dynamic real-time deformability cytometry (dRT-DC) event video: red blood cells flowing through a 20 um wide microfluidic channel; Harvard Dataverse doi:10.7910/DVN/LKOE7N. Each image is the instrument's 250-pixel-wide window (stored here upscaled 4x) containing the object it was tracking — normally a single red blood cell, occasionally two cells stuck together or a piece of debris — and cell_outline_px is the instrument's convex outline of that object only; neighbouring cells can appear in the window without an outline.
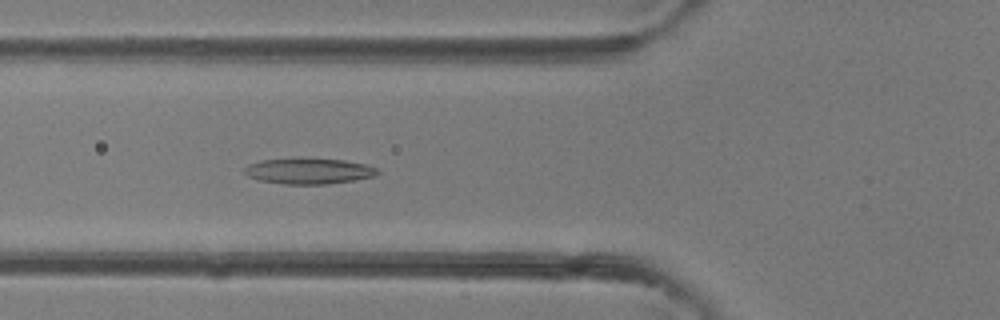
{"species": "common noctule bat (a hibernating species)", "species_latin": "Nyctalus noctula", "temperature_condition": "room temperature", "stored_images_in_passage": 41, "segment_of_instrument_passage": [1, 2], "camera_frame_rate_fps": 3000, "um_per_image_px": 0.085, "animal": {"sex": "female"}, "frame": {"image": 1, "passage_image": 15, "time_ms": 4.667, "image_size_px": [1000, 320], "cell_outline_px": [[380, 172], [376, 176], [328, 184], [284, 184], [260, 180], [248, 176], [244, 172], [244, 168], [248, 164], [260, 160], [300, 156], [344, 160], [364, 164], [380, 168]], "centroid_in_image_um": [26.24, 14.5], "position_along_channel_um": 99.6, "area_um2": 20.63}}
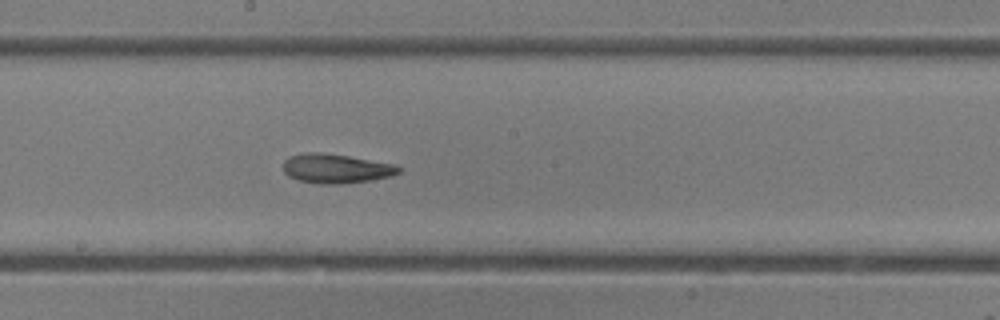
{"frame": {"image": 2, "passage_image": 22, "time_ms": 7.0, "image_size_px": [1000, 320], "cell_outline_px": [[400, 172], [392, 176], [368, 180], [340, 184], [320, 184], [300, 180], [288, 176], [284, 172], [284, 160], [288, 156], [308, 152], [316, 152], [348, 156], [396, 164], [400, 168]], "centroid_in_image_um": [28.55, 14.32], "position_along_channel_um": 219.6, "area_um2": 19.59}}
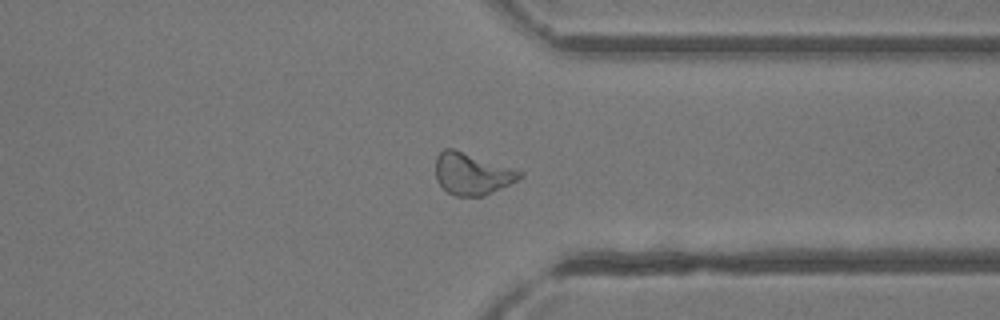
{"frame": {"image": 3, "passage_image": 31, "time_ms": 10.0, "image_size_px": [1000, 320], "cell_outline_px": [[524, 176], [484, 196], [456, 196], [448, 192], [436, 180], [436, 156], [444, 148], [452, 148], [524, 172]], "centroid_in_image_um": [40.1, 14.77], "position_along_channel_um": 371.3, "area_um2": 20.17}}